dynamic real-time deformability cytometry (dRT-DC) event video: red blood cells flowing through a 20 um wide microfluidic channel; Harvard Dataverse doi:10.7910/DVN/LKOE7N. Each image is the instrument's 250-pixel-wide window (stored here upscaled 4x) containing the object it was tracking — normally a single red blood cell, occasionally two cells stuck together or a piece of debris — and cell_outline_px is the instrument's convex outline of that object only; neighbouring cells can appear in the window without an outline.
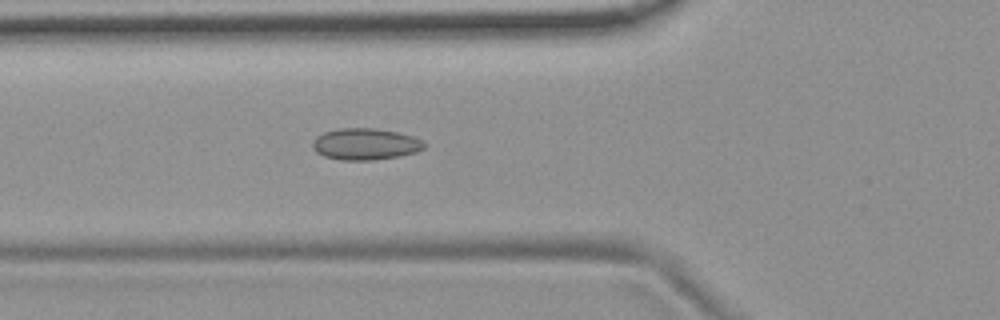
{"species": "common noctule bat (a hibernating species)", "species_latin": "Nyctalus noctula", "temperature_condition": "room temperature", "stored_images_in_passage": 51, "camera_frame_rate_fps": 3000, "um_per_image_px": 0.085, "animal": {"sex": "female", "body_mass_g": 19.9}, "frame": {"image": 1, "passage_image": 16, "time_ms": 5.0, "image_size_px": [1000, 320], "cell_outline_px": [[428, 144], [424, 148], [416, 152], [400, 156], [372, 160], [340, 160], [324, 156], [316, 152], [312, 148], [312, 140], [316, 136], [324, 132], [340, 128], [376, 128], [396, 132], [412, 136]], "centroid_in_image_um": [31.03, 12.25], "position_along_channel_um": 94.8, "area_um2": 20.63}}
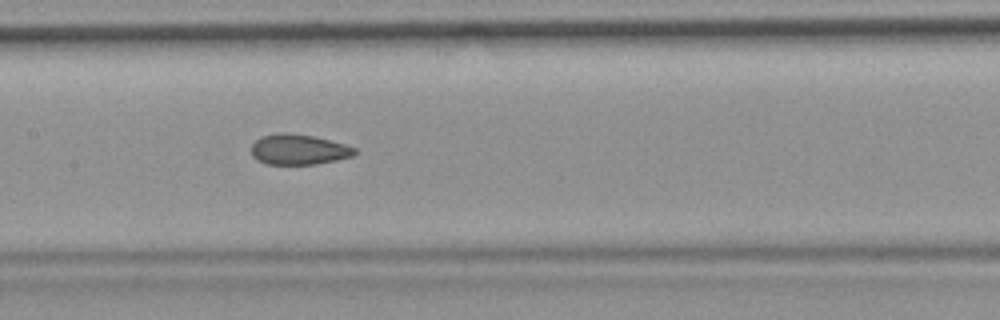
{"frame": {"image": 2, "passage_image": 23, "time_ms": 7.333, "image_size_px": [1000, 320], "cell_outline_px": [[356, 152], [352, 156], [336, 160], [316, 164], [264, 164], [256, 160], [252, 156], [252, 144], [260, 136], [284, 132], [312, 136], [344, 144], [356, 148]], "centroid_in_image_um": [25.34, 12.71], "position_along_channel_um": 182.1, "area_um2": 18.21}}
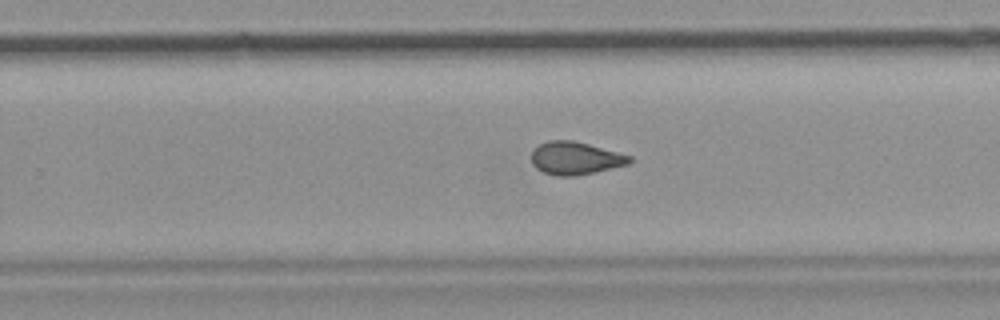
{"frame": {"image": 3, "passage_image": 31, "time_ms": 10.0, "image_size_px": [1000, 320], "cell_outline_px": [[632, 160], [628, 164], [576, 176], [556, 176], [544, 172], [536, 168], [532, 164], [532, 152], [540, 144], [548, 140], [572, 140], [588, 144], [632, 156]], "centroid_in_image_um": [48.89, 13.45], "position_along_channel_um": 280.9, "area_um2": 18.55}, "authors_computed_cell_mechanics": {"area_um2": 18.9584, "velocity_mm_per_s": 3.7325, "shape_relaxation_time_tau1_ms": null, "shape_relaxation_time_tau2_ms": 1.9191, "deformation_change_tau1": null, "deformation_change_tau2": 0.0613}}